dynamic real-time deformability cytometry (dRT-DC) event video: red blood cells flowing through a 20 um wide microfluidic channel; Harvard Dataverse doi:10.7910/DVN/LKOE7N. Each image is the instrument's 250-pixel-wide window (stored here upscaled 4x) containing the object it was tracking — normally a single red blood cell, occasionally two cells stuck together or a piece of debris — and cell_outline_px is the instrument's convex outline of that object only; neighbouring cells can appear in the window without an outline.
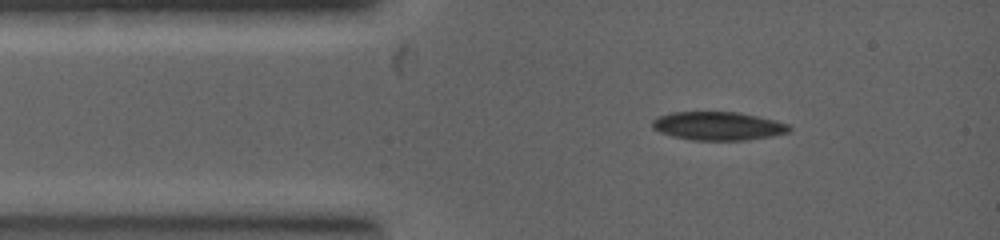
{"species": "common noctule bat (a hibernating species)", "species_latin": "Nyctalus noctula", "temperature_condition": "warm", "stored_images_in_passage": 3, "camera_frame_rate_fps": 5000, "um_per_image_px": 0.085, "animal": {"sex": "female", "body_mass_g": 19.0, "forearm_length_mm": 53.3}, "frame": {"image": 1, "passage_image": 1, "time_ms": 0.0, "image_size_px": [1000, 240], "cell_outline_px": [[792, 128], [788, 132], [772, 136], [744, 140], [692, 140], [672, 136], [660, 132], [652, 128], [652, 120], [660, 116], [672, 112], [736, 112], [776, 120], [788, 124]], "centroid_in_image_um": [61.03, 10.71], "position_along_channel_um": 24.0, "area_um2": 22.6}}
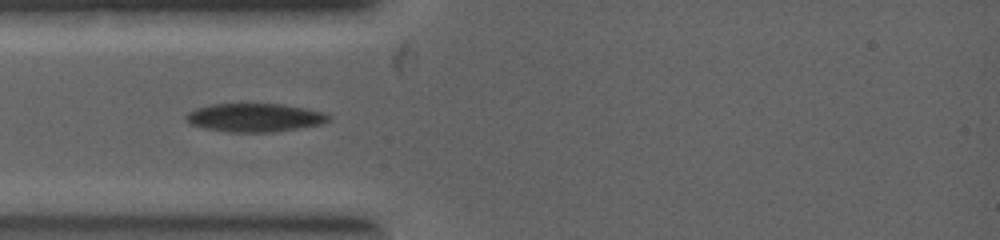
{"frame": {"image": 2, "passage_image": 2, "time_ms": 1.0, "image_size_px": [1000, 240], "cell_outline_px": [[332, 116], [324, 124], [272, 132], [228, 132], [204, 128], [188, 124], [184, 116], [188, 112], [196, 108], [212, 104], [280, 104], [304, 108], [324, 112]], "centroid_in_image_um": [21.63, 10.0], "position_along_channel_um": 63.4, "area_um2": 23.7}}